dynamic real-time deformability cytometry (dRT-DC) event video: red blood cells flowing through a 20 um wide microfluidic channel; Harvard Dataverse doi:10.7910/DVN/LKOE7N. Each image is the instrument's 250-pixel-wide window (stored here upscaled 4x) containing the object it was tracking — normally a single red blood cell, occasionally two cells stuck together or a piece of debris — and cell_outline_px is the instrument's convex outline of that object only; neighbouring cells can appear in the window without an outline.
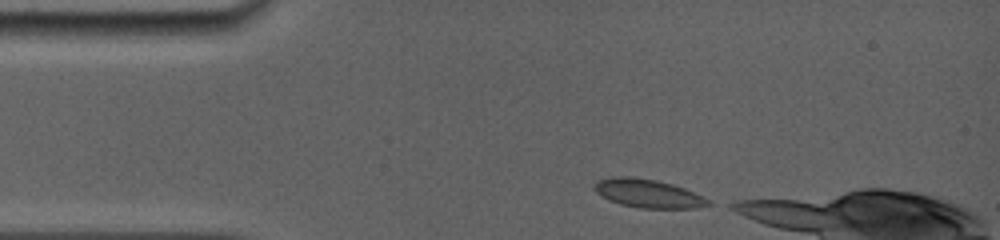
{"species": "common noctule bat (a hibernating species)", "species_latin": "Nyctalus noctula", "temperature_condition": "room temperature", "stored_images_in_passage": 62, "camera_frame_rate_fps": 5000, "um_per_image_px": 0.085, "animal": {"sex": "female", "body_mass_g": 19.0, "forearm_length_mm": 56.7}, "frame": {"image": 1, "passage_image": 1, "time_ms": 0.0, "image_size_px": [1000, 240], "cell_outline_px": [[712, 204], [696, 208], [640, 208], [620, 204], [596, 192], [596, 180], [612, 176], [632, 176], [656, 180], [672, 184], [684, 188], [704, 196], [712, 200]], "centroid_in_image_um": [55.15, 16.44], "position_along_channel_um": 29.9, "area_um2": 18.84}}
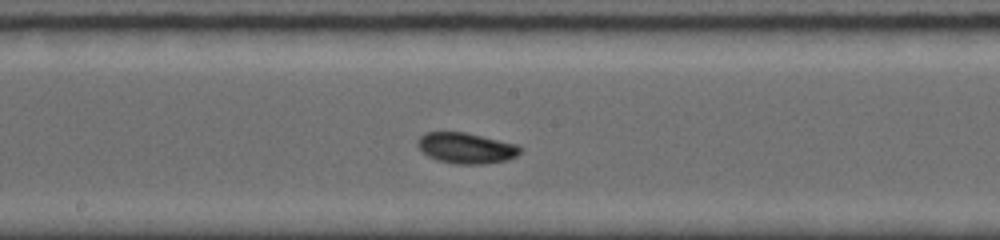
{"frame": {"image": 2, "passage_image": 35, "time_ms": 5.6, "image_size_px": [1000, 240], "cell_outline_px": [[524, 148], [516, 156], [508, 160], [484, 164], [456, 164], [436, 160], [428, 156], [416, 144], [416, 140], [424, 132], [464, 132], [516, 144]], "centroid_in_image_um": [39.61, 12.59], "position_along_channel_um": 208.6, "area_um2": 18.44}}
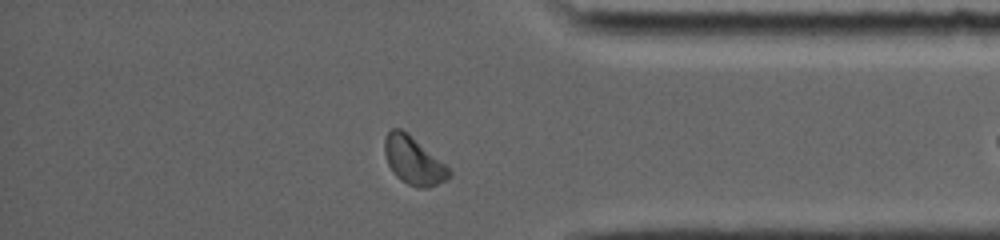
{"frame": {"image": 3, "passage_image": 58, "time_ms": 10.6, "image_size_px": [1000, 240], "cell_outline_px": [[452, 176], [428, 188], [416, 188], [400, 180], [392, 172], [388, 164], [384, 152], [384, 140], [388, 132], [392, 128], [400, 128], [408, 132], [444, 164], [452, 172]], "centroid_in_image_um": [35.12, 13.65], "position_along_channel_um": 400.1, "area_um2": 17.92}, "authors_computed_cell_mechanics": {"area_um2": 18.0625, "velocity_mm_per_s": 3.9312, "shape_relaxation_time_tau1_ms": 2.7133, "shape_relaxation_time_tau2_ms": 1.5772, "deformation_change_tau1": 0.1124, "deformation_change_tau2": 0.0373}}